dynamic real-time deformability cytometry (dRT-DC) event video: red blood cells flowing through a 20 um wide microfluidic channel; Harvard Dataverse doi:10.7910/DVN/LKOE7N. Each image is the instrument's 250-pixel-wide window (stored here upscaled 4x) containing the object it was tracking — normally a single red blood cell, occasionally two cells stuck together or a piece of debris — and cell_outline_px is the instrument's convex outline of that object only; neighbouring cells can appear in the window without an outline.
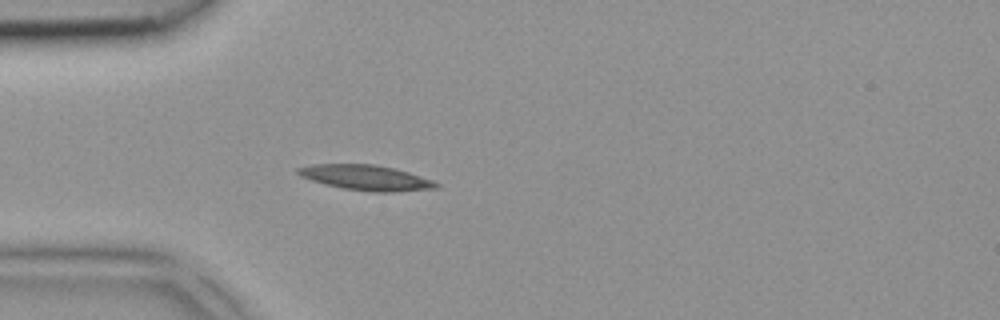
{"species": "common noctule bat (a hibernating species)", "species_latin": "Nyctalus noctula", "temperature_condition": "room temperature", "stored_images_in_passage": 2, "camera_frame_rate_fps": 3000, "um_per_image_px": 0.085, "animal": {"sex": "female", "body_mass_g": 18.4}, "frame": {"image": 1, "passage_image": 2, "time_ms": 0.333, "image_size_px": [1000, 320], "cell_outline_px": [[440, 184], [436, 188], [396, 192], [372, 192], [344, 188], [312, 180], [300, 176], [296, 172], [296, 168], [312, 164], [372, 164], [392, 168], [408, 172], [432, 180]], "centroid_in_image_um": [31.11, 15.1], "position_along_channel_um": 53.9, "area_um2": 20.06}}